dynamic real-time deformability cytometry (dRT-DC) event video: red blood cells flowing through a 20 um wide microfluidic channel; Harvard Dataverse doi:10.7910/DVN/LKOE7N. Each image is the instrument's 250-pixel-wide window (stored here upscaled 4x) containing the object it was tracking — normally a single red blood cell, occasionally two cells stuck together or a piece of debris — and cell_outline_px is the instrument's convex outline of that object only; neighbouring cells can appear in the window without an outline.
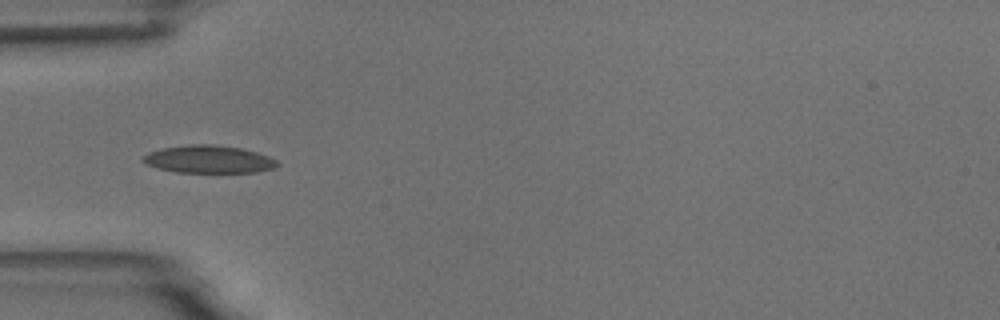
{"species": "common noctule bat (a hibernating species)", "species_latin": "Nyctalus noctula", "temperature_condition": "room temperature", "stored_images_in_passage": 9, "camera_frame_rate_fps": 3000, "um_per_image_px": 0.085, "animal": {"sex": "male", "body_mass_g": 18.8}, "frame": {"image": 1, "passage_image": 3, "time_ms": 2.333, "image_size_px": [1000, 320], "cell_outline_px": [[280, 164], [272, 168], [256, 172], [176, 172], [160, 168], [148, 164], [140, 160], [140, 156], [148, 152], [164, 148], [188, 144], [212, 144], [240, 148], [256, 152], [268, 156], [276, 160]], "centroid_in_image_um": [17.71, 13.53], "position_along_channel_um": 67.3, "area_um2": 21.5}}
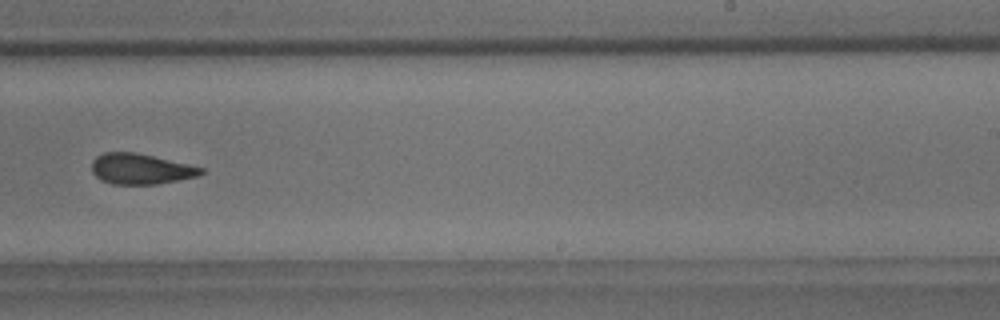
{"frame": {"image": 2, "passage_image": 8, "time_ms": 8.0, "image_size_px": [1000, 320], "cell_outline_px": [[204, 172], [200, 176], [180, 180], [156, 184], [112, 184], [100, 180], [92, 172], [92, 160], [96, 156], [104, 152], [136, 152], [188, 164], [204, 168]], "centroid_in_image_um": [11.96, 14.36], "position_along_channel_um": 277.0, "area_um2": 19.59}}